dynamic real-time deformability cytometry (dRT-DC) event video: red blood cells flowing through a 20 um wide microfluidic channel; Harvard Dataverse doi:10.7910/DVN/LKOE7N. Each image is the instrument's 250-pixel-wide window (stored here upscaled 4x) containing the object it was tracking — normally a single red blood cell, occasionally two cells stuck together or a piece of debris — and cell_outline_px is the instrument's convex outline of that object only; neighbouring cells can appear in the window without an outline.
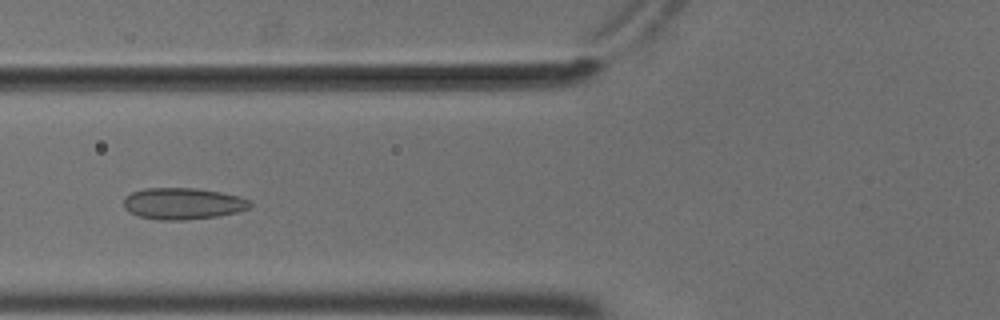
{"species": "common noctule bat (a hibernating species)", "species_latin": "Nyctalus noctula", "temperature_condition": "cold", "stored_images_in_passage": 50, "camera_frame_rate_fps": 3000, "um_per_image_px": 0.085, "animal": {"sex": "male", "body_mass_g": 18.8}, "frame": {"image": 1, "passage_image": 17, "time_ms": 5.333, "image_size_px": [1000, 320], "cell_outline_px": [[252, 204], [248, 208], [236, 212], [216, 216], [184, 220], [160, 220], [140, 216], [128, 212], [124, 208], [124, 196], [132, 192], [144, 188], [196, 188], [220, 192], [240, 196], [252, 200]], "centroid_in_image_um": [15.53, 17.29], "position_along_channel_um": 110.3, "area_um2": 23.29}}
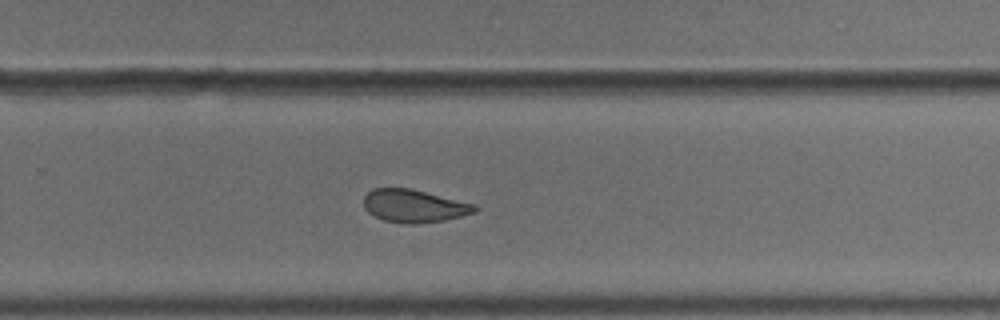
{"frame": {"image": 2, "passage_image": 32, "time_ms": 10.333, "image_size_px": [1000, 320], "cell_outline_px": [[480, 208], [476, 212], [444, 220], [420, 224], [408, 224], [384, 220], [368, 212], [364, 208], [364, 196], [372, 188], [412, 188], [476, 204]], "centroid_in_image_um": [35.22, 17.5], "position_along_channel_um": 294.6, "area_um2": 21.44}}
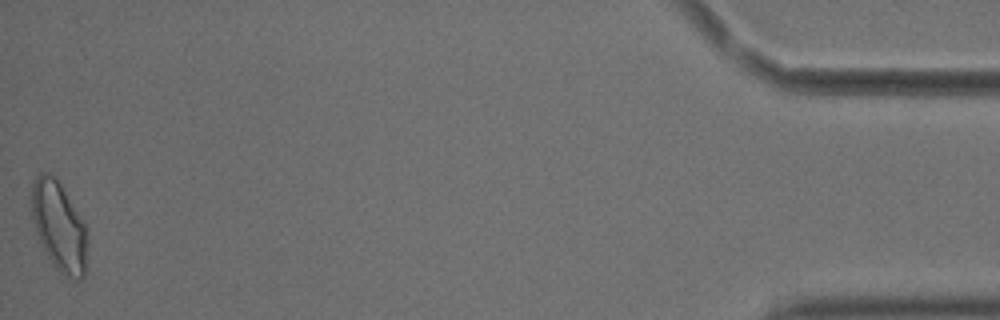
{"frame": {"image": 3, "passage_image": 50, "time_ms": 16.333, "image_size_px": [1000, 320], "cell_outline_px": [[84, 276], [80, 280], [72, 280], [60, 272], [56, 268], [48, 256], [36, 232], [32, 216], [32, 184], [36, 176], [40, 172], [44, 172], [52, 176], [60, 184], [84, 220]], "centroid_in_image_um": [4.98, 19.22], "position_along_channel_um": 430.2, "area_um2": 28.03}, "authors_computed_cell_mechanics": {"area_um2": 23.2934, "velocity_mm_per_s": 3.683, "shape_relaxation_time_tau1_ms": null, "shape_relaxation_time_tau2_ms": 1.5355, "deformation_change_tau1": null, "deformation_change_tau2": 0.0741}}